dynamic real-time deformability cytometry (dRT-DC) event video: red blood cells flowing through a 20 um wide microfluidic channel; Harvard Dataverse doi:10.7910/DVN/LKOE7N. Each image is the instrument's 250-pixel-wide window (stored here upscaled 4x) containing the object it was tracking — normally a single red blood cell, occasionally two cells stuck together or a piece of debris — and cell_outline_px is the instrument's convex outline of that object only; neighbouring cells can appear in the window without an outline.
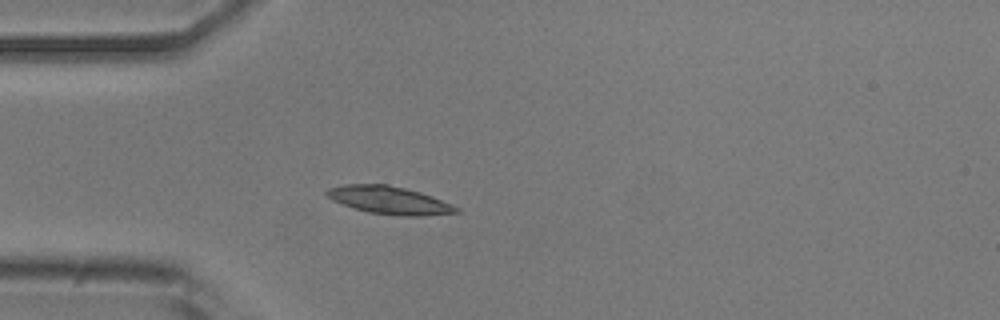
{"species": "common noctule bat (a hibernating species)", "species_latin": "Nyctalus noctula", "temperature_condition": "room temperature", "stored_images_in_passage": 4, "camera_frame_rate_fps": 3000, "um_per_image_px": 0.085, "animal": {"sex": "male", "body_mass_g": 20.5, "forearm_length_mm": 52.5}, "frame": {"image": 1, "passage_image": 4, "time_ms": 1.0, "image_size_px": [1000, 320], "cell_outline_px": [[460, 212], [420, 216], [404, 216], [368, 212], [332, 200], [324, 192], [328, 188], [344, 184], [388, 184], [420, 192], [432, 196], [452, 204], [460, 208]], "centroid_in_image_um": [33.11, 17.01], "position_along_channel_um": 51.9, "area_um2": 20.81}}